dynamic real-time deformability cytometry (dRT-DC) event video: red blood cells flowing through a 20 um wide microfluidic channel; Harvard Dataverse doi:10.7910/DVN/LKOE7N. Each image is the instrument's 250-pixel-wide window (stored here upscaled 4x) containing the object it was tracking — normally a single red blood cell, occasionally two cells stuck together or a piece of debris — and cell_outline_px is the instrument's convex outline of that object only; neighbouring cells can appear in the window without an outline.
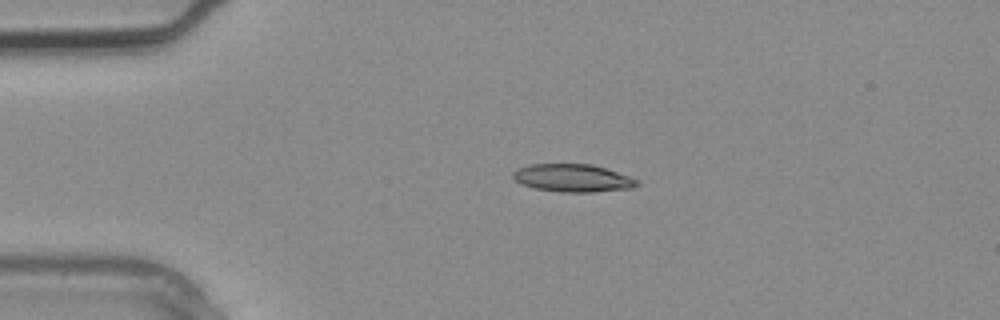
{"species": "common noctule bat (a hibernating species)", "species_latin": "Nyctalus noctula", "temperature_condition": "warm", "stored_images_in_passage": 2, "segment_of_instrument_passage": [1, 2], "camera_frame_rate_fps": 3000, "um_per_image_px": 0.085, "animal": {"sex": "male", "body_mass_g": 20.4}, "frame": {"image": 1, "passage_image": 1, "time_ms": 0.0, "image_size_px": [1000, 320], "cell_outline_px": [[640, 184], [632, 188], [592, 192], [560, 192], [536, 188], [520, 184], [512, 176], [512, 172], [516, 168], [528, 164], [592, 164], [640, 180]], "centroid_in_image_um": [48.66, 15.13], "position_along_channel_um": 36.3, "area_um2": 20.11}}